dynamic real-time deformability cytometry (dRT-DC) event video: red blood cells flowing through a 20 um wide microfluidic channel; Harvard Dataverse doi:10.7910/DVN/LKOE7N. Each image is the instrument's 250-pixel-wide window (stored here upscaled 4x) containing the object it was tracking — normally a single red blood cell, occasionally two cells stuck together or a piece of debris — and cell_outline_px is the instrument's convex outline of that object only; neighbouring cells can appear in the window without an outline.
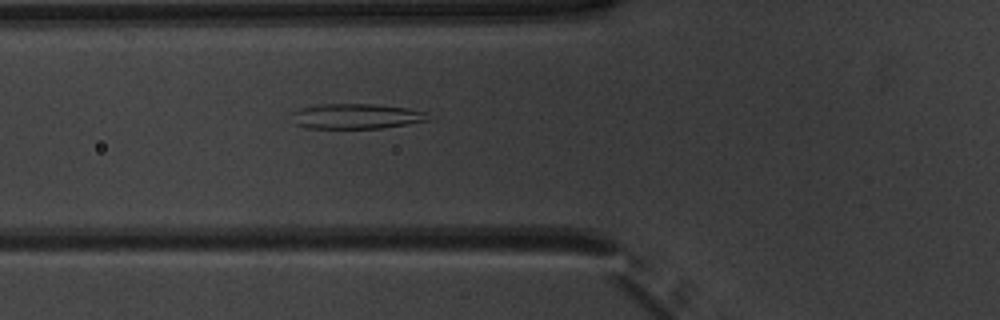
{"species": "common noctule bat (a hibernating species)", "species_latin": "Nyctalus noctula", "temperature_condition": "warm", "stored_images_in_passage": 46, "camera_frame_rate_fps": 3000, "um_per_image_px": 0.085, "animal": {"sex": "male", "body_mass_g": 20.1, "forearm_length_mm": 53.5}, "frame": {"image": 1, "passage_image": 14, "time_ms": 4.333, "image_size_px": [1000, 320], "cell_outline_px": [[428, 120], [380, 128], [308, 128], [296, 124], [292, 112], [300, 108], [320, 104], [372, 104], [404, 108], [428, 112]], "centroid_in_image_um": [30.25, 9.88], "position_along_channel_um": 95.5, "area_um2": 19.59}}
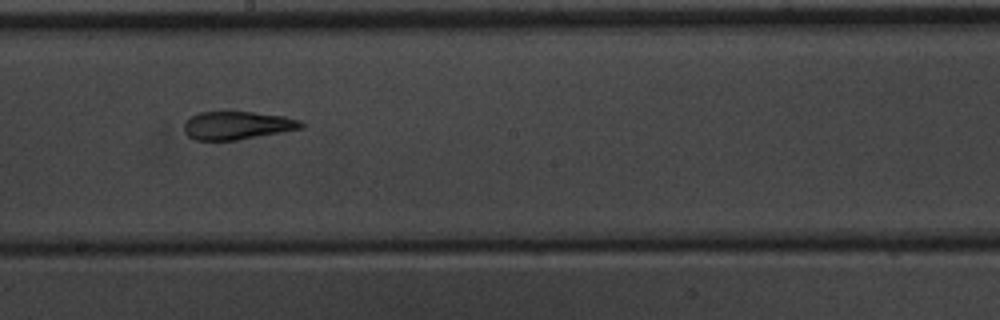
{"frame": {"image": 2, "passage_image": 24, "time_ms": 7.667, "image_size_px": [1000, 320], "cell_outline_px": [[304, 128], [236, 140], [196, 140], [188, 136], [184, 132], [184, 124], [192, 116], [200, 112], [252, 112], [284, 116], [300, 120], [304, 124]], "centroid_in_image_um": [20.18, 10.66], "position_along_channel_um": 228.0, "area_um2": 19.02}}
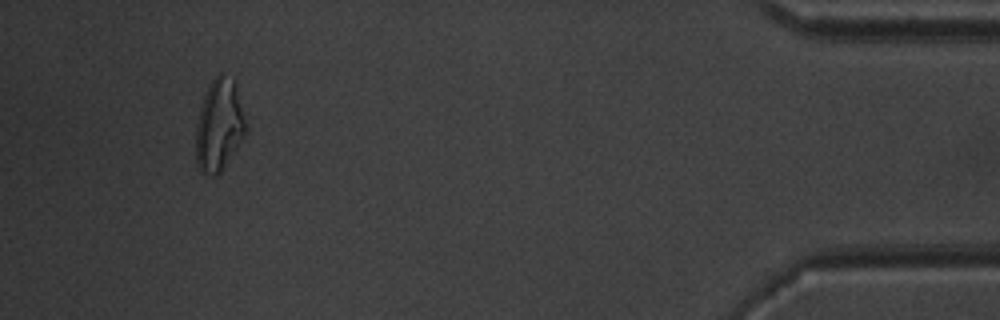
{"frame": {"image": 3, "passage_image": 43, "time_ms": 14.0, "image_size_px": [1000, 320], "cell_outline_px": [[248, 128], [244, 136], [220, 172], [216, 176], [212, 176], [200, 172], [196, 164], [196, 124], [200, 108], [204, 96], [212, 80], [220, 72], [232, 80], [236, 84], [248, 124]], "centroid_in_image_um": [18.64, 10.66], "position_along_channel_um": 416.6, "area_um2": 26.82}, "authors_computed_cell_mechanics": {"area_um2": 21.5883, "velocity_mm_per_s": 3.9673, "shape_relaxation_time_tau1_ms": null, "shape_relaxation_time_tau2_ms": 2.444, "deformation_change_tau1": null, "deformation_change_tau2": 0.1077}}